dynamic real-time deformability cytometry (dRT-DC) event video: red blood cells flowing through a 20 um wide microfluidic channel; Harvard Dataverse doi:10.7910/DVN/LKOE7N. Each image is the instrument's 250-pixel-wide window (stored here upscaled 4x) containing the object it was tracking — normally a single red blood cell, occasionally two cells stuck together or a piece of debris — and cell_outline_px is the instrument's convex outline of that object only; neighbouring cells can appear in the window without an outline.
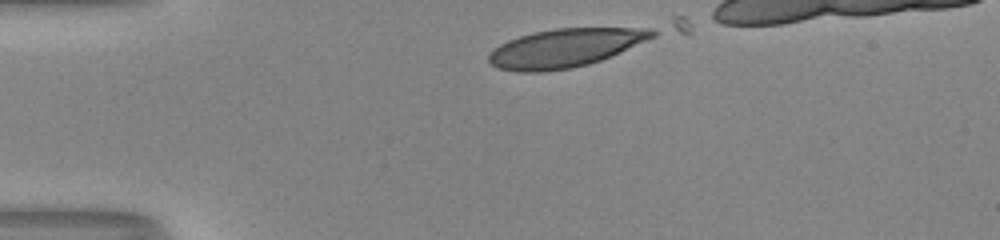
{"species": "human", "species_latin": "Homo sapiens", "temperature_condition": "room temperature", "stored_images_in_passage": 31, "camera_frame_rate_fps": 3000, "um_per_image_px": 0.085, "donor": {"sex": "male"}, "frame": {"image": 1, "passage_image": 1, "time_ms": 0.0, "image_size_px": [1000, 240], "cell_outline_px": [[656, 36], [620, 52], [600, 60], [588, 64], [572, 68], [544, 72], [520, 72], [500, 68], [492, 64], [488, 60], [488, 52], [500, 44], [508, 40], [520, 36], [536, 32], [556, 28], [652, 28], [656, 32]], "centroid_in_image_um": [48.02, 4.08], "position_along_channel_um": 37.0, "area_um2": 36.47}}
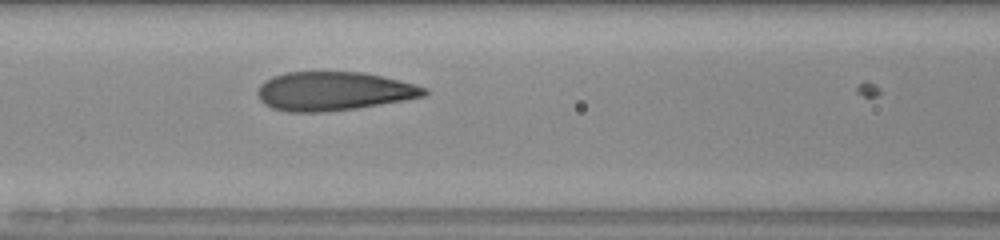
{"frame": {"image": 2, "passage_image": 12, "time_ms": 3.667, "image_size_px": [1000, 240], "cell_outline_px": [[428, 92], [424, 96], [404, 100], [356, 108], [324, 112], [288, 112], [272, 108], [264, 104], [260, 100], [256, 92], [260, 84], [264, 80], [272, 76], [284, 72], [364, 72], [384, 76], [416, 84], [428, 88]], "centroid_in_image_um": [28.34, 7.74], "position_along_channel_um": 138.3, "area_um2": 37.97}}
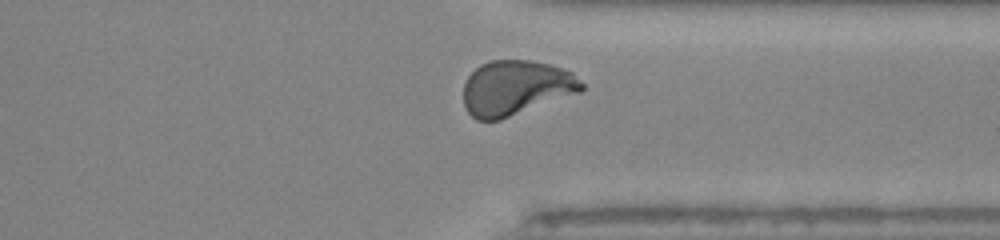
{"frame": {"image": 3, "passage_image": 29, "time_ms": 9.333, "image_size_px": [1000, 240], "cell_outline_px": [[584, 88], [580, 92], [500, 120], [476, 120], [464, 108], [464, 84], [468, 76], [480, 64], [488, 60], [528, 60], [548, 64], [572, 72], [584, 84]], "centroid_in_image_um": [43.82, 7.47], "position_along_channel_um": 367.6, "area_um2": 37.74}, "authors_computed_cell_mechanics": {"area_um2": 37.4544, "velocity_mm_per_s": 4.061, "shape_relaxation_time_tau1_ms": 5.6338, "shape_relaxation_time_tau2_ms": null, "deformation_change_tau1": 0.2316, "deformation_change_tau2": null}}